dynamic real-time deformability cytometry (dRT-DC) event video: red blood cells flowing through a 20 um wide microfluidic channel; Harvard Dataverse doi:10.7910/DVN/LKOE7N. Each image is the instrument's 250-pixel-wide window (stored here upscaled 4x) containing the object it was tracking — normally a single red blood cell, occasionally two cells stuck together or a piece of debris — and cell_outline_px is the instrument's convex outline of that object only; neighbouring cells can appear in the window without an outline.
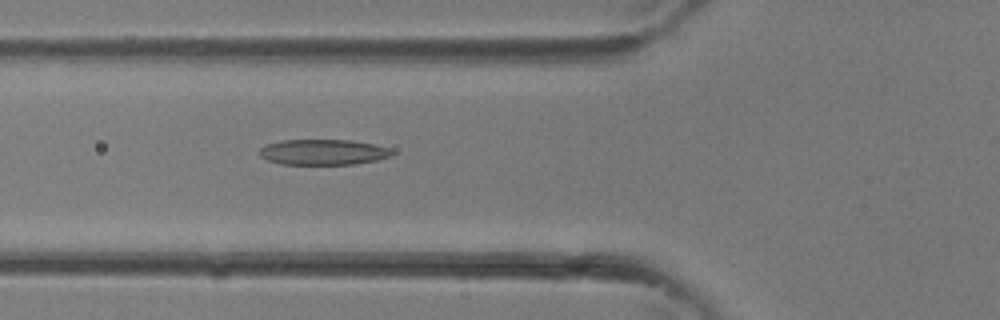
{"species": "common noctule bat (a hibernating species)", "species_latin": "Nyctalus noctula", "temperature_condition": "room temperature", "stored_images_in_passage": 26, "camera_frame_rate_fps": 3000, "um_per_image_px": 0.085, "animal": {"sex": "female"}, "frame": {"image": 1, "passage_image": 3, "time_ms": 0.667, "image_size_px": [1000, 320], "cell_outline_px": [[392, 156], [376, 160], [356, 164], [280, 164], [268, 160], [260, 156], [260, 148], [264, 144], [280, 140], [352, 140], [372, 144], [388, 148], [392, 152]], "centroid_in_image_um": [27.43, 12.92], "position_along_channel_um": 98.4, "area_um2": 19.71}}
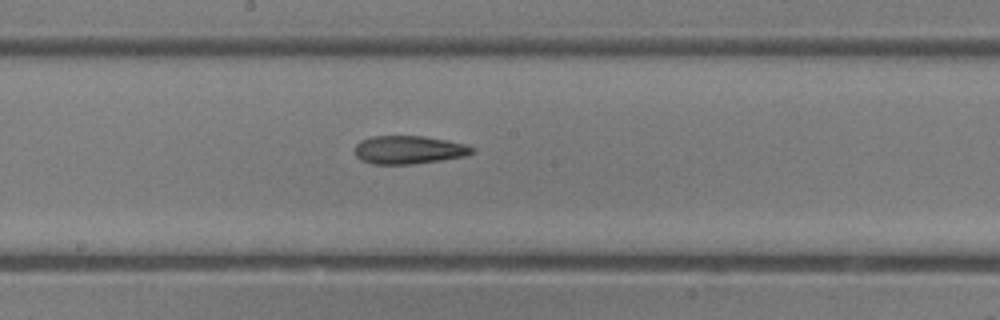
{"frame": {"image": 2, "passage_image": 9, "time_ms": 2.667, "image_size_px": [1000, 320], "cell_outline_px": [[476, 152], [464, 156], [440, 160], [412, 164], [372, 164], [360, 160], [356, 156], [356, 144], [360, 140], [372, 136], [424, 136], [464, 144], [476, 148]], "centroid_in_image_um": [34.74, 12.74], "position_along_channel_um": 213.5, "area_um2": 19.25}}
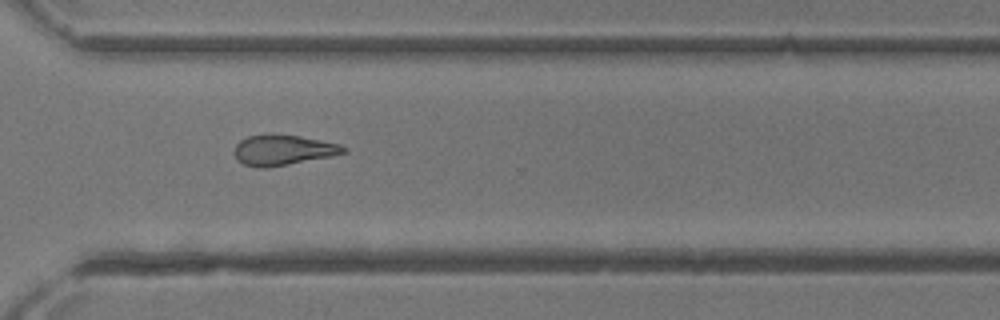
{"frame": {"image": 3, "passage_image": 16, "time_ms": 5.0, "image_size_px": [1000, 320], "cell_outline_px": [[348, 152], [332, 156], [268, 168], [256, 168], [244, 164], [236, 160], [232, 152], [236, 144], [240, 140], [248, 136], [272, 132], [300, 136], [340, 144], [348, 148]], "centroid_in_image_um": [24.02, 12.74], "position_along_channel_um": 346.6, "area_um2": 19.94}}